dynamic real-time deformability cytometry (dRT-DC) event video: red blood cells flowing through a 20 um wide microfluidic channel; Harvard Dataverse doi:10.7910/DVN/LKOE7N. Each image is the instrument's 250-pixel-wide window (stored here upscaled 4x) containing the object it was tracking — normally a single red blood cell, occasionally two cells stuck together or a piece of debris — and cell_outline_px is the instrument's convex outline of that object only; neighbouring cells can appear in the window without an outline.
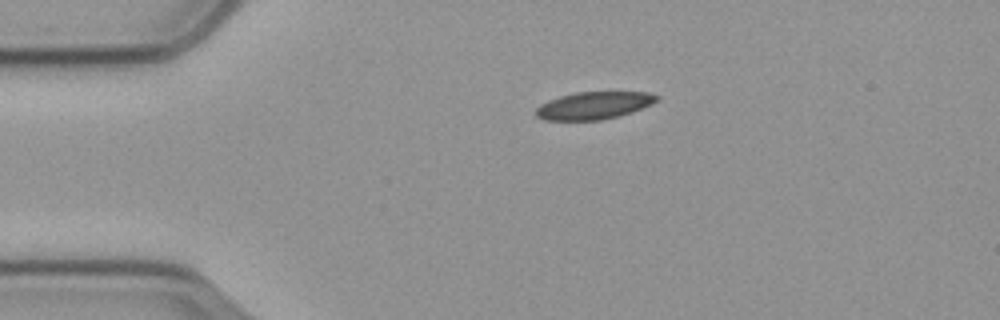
{"species": "common noctule bat (a hibernating species)", "species_latin": "Nyctalus noctula", "temperature_condition": "cold", "stored_images_in_passage": 47, "camera_frame_rate_fps": 3000, "um_per_image_px": 0.085, "animal": {"sex": "male", "body_mass_g": 23.1, "forearm_length_mm": 52.7}, "frame": {"image": 1, "passage_image": 1, "time_ms": 0.0, "image_size_px": [1000, 320], "cell_outline_px": [[660, 100], [652, 104], [632, 112], [620, 116], [600, 120], [544, 120], [536, 116], [536, 108], [540, 104], [548, 100], [560, 96], [576, 92], [648, 92], [660, 96]], "centroid_in_image_um": [50.5, 8.96], "position_along_channel_um": 34.5, "area_um2": 19.48}}
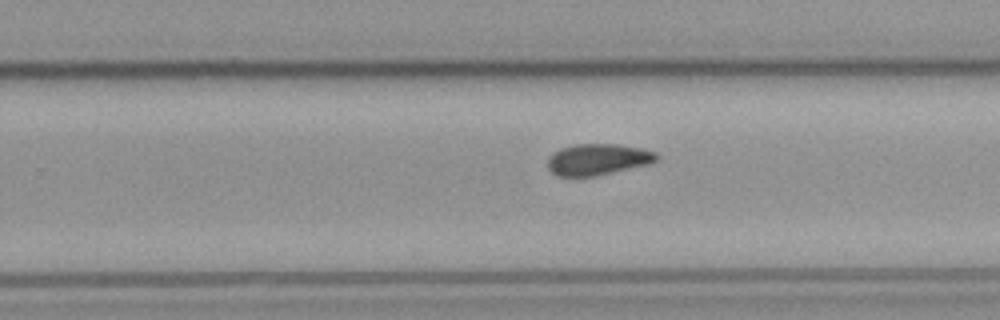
{"frame": {"image": 2, "passage_image": 25, "time_ms": 8.0, "image_size_px": [1000, 320], "cell_outline_px": [[660, 156], [656, 160], [648, 164], [596, 176], [556, 176], [548, 168], [548, 156], [560, 148], [576, 144], [616, 144], [640, 148], [656, 152]], "centroid_in_image_um": [50.8, 13.55], "position_along_channel_um": 279.0, "area_um2": 19.83}}
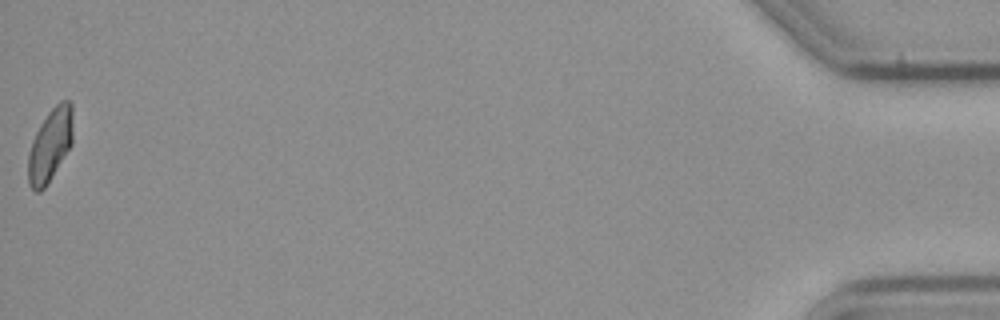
{"frame": {"image": 3, "passage_image": 47, "time_ms": 15.333, "image_size_px": [1000, 320], "cell_outline_px": [[72, 144], [44, 188], [40, 192], [36, 192], [28, 184], [28, 156], [32, 140], [40, 124], [48, 112], [60, 100], [68, 100], [72, 104]], "centroid_in_image_um": [4.25, 12.31], "position_along_channel_um": 430.9, "area_um2": 18.84}, "authors_computed_cell_mechanics": {"area_um2": 20.0566, "velocity_mm_per_s": 3.5276, "shape_relaxation_time_tau1_ms": 7.2788, "shape_relaxation_time_tau2_ms": null, "deformation_change_tau1": 0.1314, "deformation_change_tau2": null}}